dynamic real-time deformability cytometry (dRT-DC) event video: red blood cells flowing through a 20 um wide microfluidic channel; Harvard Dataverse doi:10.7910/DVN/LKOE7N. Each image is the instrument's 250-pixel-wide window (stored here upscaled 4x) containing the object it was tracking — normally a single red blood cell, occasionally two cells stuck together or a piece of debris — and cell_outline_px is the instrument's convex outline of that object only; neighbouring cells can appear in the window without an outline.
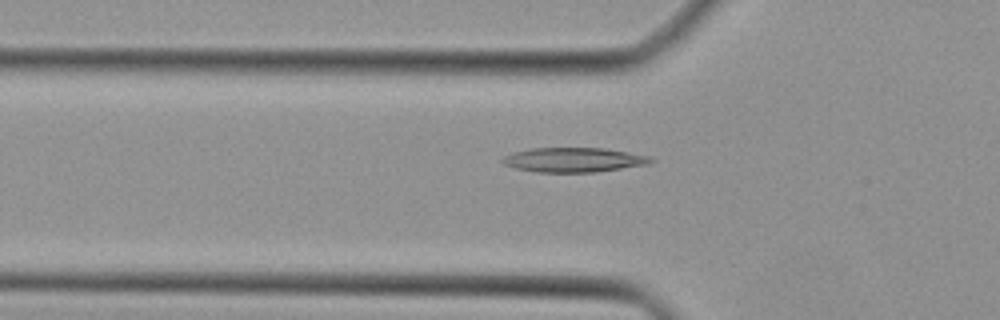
{"species": "Egyptian fruit bat (a non-hibernating species)", "species_latin": "Rousettus aegyptiacus", "temperature_condition": "cold", "stored_images_in_passage": 44, "camera_frame_rate_fps": 3000, "um_per_image_px": 0.085, "animal": {"sex": "female"}, "frame": {"image": 1, "passage_image": 14, "time_ms": 4.333, "image_size_px": [1000, 320], "cell_outline_px": [[656, 160], [648, 164], [596, 172], [536, 172], [516, 168], [504, 164], [500, 160], [504, 156], [512, 152], [532, 148], [604, 148], [652, 156]], "centroid_in_image_um": [48.78, 13.58], "position_along_channel_um": 77.0, "area_um2": 21.27}}
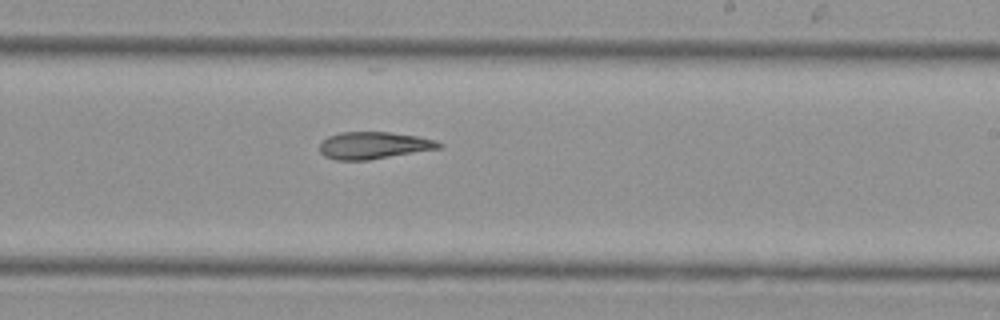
{"frame": {"image": 2, "passage_image": 26, "time_ms": 8.333, "image_size_px": [1000, 320], "cell_outline_px": [[444, 144], [440, 148], [368, 160], [336, 160], [324, 156], [320, 152], [320, 140], [328, 136], [340, 132], [388, 132], [416, 136], [436, 140]], "centroid_in_image_um": [31.73, 12.35], "position_along_channel_um": 257.3, "area_um2": 18.84}}
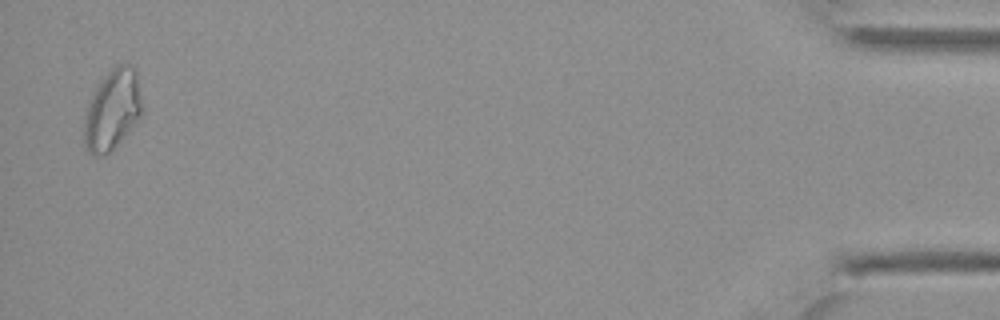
{"frame": {"image": 3, "passage_image": 43, "time_ms": 14.0, "image_size_px": [1000, 320], "cell_outline_px": [[140, 116], [120, 140], [108, 152], [96, 156], [92, 156], [88, 152], [84, 140], [84, 120], [88, 104], [92, 92], [100, 80], [116, 64], [132, 64], [136, 68], [140, 100]], "centroid_in_image_um": [9.51, 9.28], "position_along_channel_um": 425.7, "area_um2": 26.59}}